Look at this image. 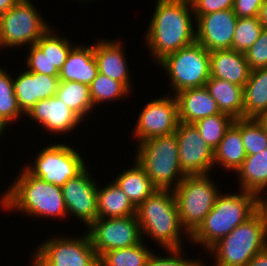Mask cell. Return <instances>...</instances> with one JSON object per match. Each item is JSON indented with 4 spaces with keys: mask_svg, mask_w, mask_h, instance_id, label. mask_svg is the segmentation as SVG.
<instances>
[{
    "mask_svg": "<svg viewBox=\"0 0 267 266\" xmlns=\"http://www.w3.org/2000/svg\"><path fill=\"white\" fill-rule=\"evenodd\" d=\"M145 33V46L158 63L166 55L196 41L192 5L183 0H157Z\"/></svg>",
    "mask_w": 267,
    "mask_h": 266,
    "instance_id": "obj_1",
    "label": "cell"
},
{
    "mask_svg": "<svg viewBox=\"0 0 267 266\" xmlns=\"http://www.w3.org/2000/svg\"><path fill=\"white\" fill-rule=\"evenodd\" d=\"M23 169V170H22ZM0 195V206L6 212L18 211L36 219L68 218L65 200L60 186L42 181L31 175L25 168ZM14 209V210H13ZM55 217V218H54Z\"/></svg>",
    "mask_w": 267,
    "mask_h": 266,
    "instance_id": "obj_2",
    "label": "cell"
},
{
    "mask_svg": "<svg viewBox=\"0 0 267 266\" xmlns=\"http://www.w3.org/2000/svg\"><path fill=\"white\" fill-rule=\"evenodd\" d=\"M136 217L145 236L162 249H180L182 237L190 235L182 227L173 190L158 189L136 207Z\"/></svg>",
    "mask_w": 267,
    "mask_h": 266,
    "instance_id": "obj_3",
    "label": "cell"
},
{
    "mask_svg": "<svg viewBox=\"0 0 267 266\" xmlns=\"http://www.w3.org/2000/svg\"><path fill=\"white\" fill-rule=\"evenodd\" d=\"M256 211L255 193L240 190L239 193L225 194L222 191L213 209L187 240L193 242L194 245L204 246L206 253V250L208 251Z\"/></svg>",
    "mask_w": 267,
    "mask_h": 266,
    "instance_id": "obj_4",
    "label": "cell"
},
{
    "mask_svg": "<svg viewBox=\"0 0 267 266\" xmlns=\"http://www.w3.org/2000/svg\"><path fill=\"white\" fill-rule=\"evenodd\" d=\"M137 145L133 159L158 189L173 190L186 177L180 167L175 133L150 138Z\"/></svg>",
    "mask_w": 267,
    "mask_h": 266,
    "instance_id": "obj_5",
    "label": "cell"
},
{
    "mask_svg": "<svg viewBox=\"0 0 267 266\" xmlns=\"http://www.w3.org/2000/svg\"><path fill=\"white\" fill-rule=\"evenodd\" d=\"M266 246L267 224L256 211L206 252L214 256L213 266H246Z\"/></svg>",
    "mask_w": 267,
    "mask_h": 266,
    "instance_id": "obj_6",
    "label": "cell"
},
{
    "mask_svg": "<svg viewBox=\"0 0 267 266\" xmlns=\"http://www.w3.org/2000/svg\"><path fill=\"white\" fill-rule=\"evenodd\" d=\"M210 175L186 176L173 189L182 227L191 235L213 209L221 193ZM215 181V182H214Z\"/></svg>",
    "mask_w": 267,
    "mask_h": 266,
    "instance_id": "obj_7",
    "label": "cell"
},
{
    "mask_svg": "<svg viewBox=\"0 0 267 266\" xmlns=\"http://www.w3.org/2000/svg\"><path fill=\"white\" fill-rule=\"evenodd\" d=\"M157 64L168 74L171 95L203 87L210 78V52L196 41L166 55Z\"/></svg>",
    "mask_w": 267,
    "mask_h": 266,
    "instance_id": "obj_8",
    "label": "cell"
},
{
    "mask_svg": "<svg viewBox=\"0 0 267 266\" xmlns=\"http://www.w3.org/2000/svg\"><path fill=\"white\" fill-rule=\"evenodd\" d=\"M84 160L81 153L71 147V144L55 142L43 147L34 162L22 167L34 177L62 187L69 179L77 177L87 168Z\"/></svg>",
    "mask_w": 267,
    "mask_h": 266,
    "instance_id": "obj_9",
    "label": "cell"
},
{
    "mask_svg": "<svg viewBox=\"0 0 267 266\" xmlns=\"http://www.w3.org/2000/svg\"><path fill=\"white\" fill-rule=\"evenodd\" d=\"M54 236L41 242L31 256L37 266H99L87 231L83 235Z\"/></svg>",
    "mask_w": 267,
    "mask_h": 266,
    "instance_id": "obj_10",
    "label": "cell"
},
{
    "mask_svg": "<svg viewBox=\"0 0 267 266\" xmlns=\"http://www.w3.org/2000/svg\"><path fill=\"white\" fill-rule=\"evenodd\" d=\"M31 0H20L0 16V50L34 45L52 27Z\"/></svg>",
    "mask_w": 267,
    "mask_h": 266,
    "instance_id": "obj_11",
    "label": "cell"
},
{
    "mask_svg": "<svg viewBox=\"0 0 267 266\" xmlns=\"http://www.w3.org/2000/svg\"><path fill=\"white\" fill-rule=\"evenodd\" d=\"M86 231L98 257L105 251L129 248L143 241L136 215L99 218Z\"/></svg>",
    "mask_w": 267,
    "mask_h": 266,
    "instance_id": "obj_12",
    "label": "cell"
},
{
    "mask_svg": "<svg viewBox=\"0 0 267 266\" xmlns=\"http://www.w3.org/2000/svg\"><path fill=\"white\" fill-rule=\"evenodd\" d=\"M133 138L137 143L150 138L170 135L176 132L179 121L178 102L175 95L152 98L139 111Z\"/></svg>",
    "mask_w": 267,
    "mask_h": 266,
    "instance_id": "obj_13",
    "label": "cell"
},
{
    "mask_svg": "<svg viewBox=\"0 0 267 266\" xmlns=\"http://www.w3.org/2000/svg\"><path fill=\"white\" fill-rule=\"evenodd\" d=\"M175 134L180 167L186 176L207 175L215 169L214 150L201 137L194 124L180 122Z\"/></svg>",
    "mask_w": 267,
    "mask_h": 266,
    "instance_id": "obj_14",
    "label": "cell"
},
{
    "mask_svg": "<svg viewBox=\"0 0 267 266\" xmlns=\"http://www.w3.org/2000/svg\"><path fill=\"white\" fill-rule=\"evenodd\" d=\"M88 169L61 187L68 216H76L75 219H80L87 228L97 219L98 190V184Z\"/></svg>",
    "mask_w": 267,
    "mask_h": 266,
    "instance_id": "obj_15",
    "label": "cell"
},
{
    "mask_svg": "<svg viewBox=\"0 0 267 266\" xmlns=\"http://www.w3.org/2000/svg\"><path fill=\"white\" fill-rule=\"evenodd\" d=\"M196 42L209 52L232 49L238 17L233 9L200 15L196 18Z\"/></svg>",
    "mask_w": 267,
    "mask_h": 266,
    "instance_id": "obj_16",
    "label": "cell"
},
{
    "mask_svg": "<svg viewBox=\"0 0 267 266\" xmlns=\"http://www.w3.org/2000/svg\"><path fill=\"white\" fill-rule=\"evenodd\" d=\"M26 118L53 134L71 133L83 120L58 97L52 96L38 101L26 114ZM77 127V128H76Z\"/></svg>",
    "mask_w": 267,
    "mask_h": 266,
    "instance_id": "obj_17",
    "label": "cell"
},
{
    "mask_svg": "<svg viewBox=\"0 0 267 266\" xmlns=\"http://www.w3.org/2000/svg\"><path fill=\"white\" fill-rule=\"evenodd\" d=\"M13 84L18 106L26 114L38 101L56 95L59 76L32 73L24 68L13 77Z\"/></svg>",
    "mask_w": 267,
    "mask_h": 266,
    "instance_id": "obj_18",
    "label": "cell"
},
{
    "mask_svg": "<svg viewBox=\"0 0 267 266\" xmlns=\"http://www.w3.org/2000/svg\"><path fill=\"white\" fill-rule=\"evenodd\" d=\"M122 42L120 39H100L94 43V56L99 73L121 82L131 92L133 81Z\"/></svg>",
    "mask_w": 267,
    "mask_h": 266,
    "instance_id": "obj_19",
    "label": "cell"
},
{
    "mask_svg": "<svg viewBox=\"0 0 267 266\" xmlns=\"http://www.w3.org/2000/svg\"><path fill=\"white\" fill-rule=\"evenodd\" d=\"M250 72L245 53L233 49L210 52V77L223 79L244 88Z\"/></svg>",
    "mask_w": 267,
    "mask_h": 266,
    "instance_id": "obj_20",
    "label": "cell"
},
{
    "mask_svg": "<svg viewBox=\"0 0 267 266\" xmlns=\"http://www.w3.org/2000/svg\"><path fill=\"white\" fill-rule=\"evenodd\" d=\"M179 121L194 124L200 119L221 113L205 86L184 89L175 94Z\"/></svg>",
    "mask_w": 267,
    "mask_h": 266,
    "instance_id": "obj_21",
    "label": "cell"
},
{
    "mask_svg": "<svg viewBox=\"0 0 267 266\" xmlns=\"http://www.w3.org/2000/svg\"><path fill=\"white\" fill-rule=\"evenodd\" d=\"M98 73L94 44H75L59 74V81H75L90 85Z\"/></svg>",
    "mask_w": 267,
    "mask_h": 266,
    "instance_id": "obj_22",
    "label": "cell"
},
{
    "mask_svg": "<svg viewBox=\"0 0 267 266\" xmlns=\"http://www.w3.org/2000/svg\"><path fill=\"white\" fill-rule=\"evenodd\" d=\"M246 157L241 138V119H235L214 149V167L217 168L218 165H221L222 170L236 173Z\"/></svg>",
    "mask_w": 267,
    "mask_h": 266,
    "instance_id": "obj_23",
    "label": "cell"
},
{
    "mask_svg": "<svg viewBox=\"0 0 267 266\" xmlns=\"http://www.w3.org/2000/svg\"><path fill=\"white\" fill-rule=\"evenodd\" d=\"M97 190V219L136 215V206L113 180Z\"/></svg>",
    "mask_w": 267,
    "mask_h": 266,
    "instance_id": "obj_24",
    "label": "cell"
},
{
    "mask_svg": "<svg viewBox=\"0 0 267 266\" xmlns=\"http://www.w3.org/2000/svg\"><path fill=\"white\" fill-rule=\"evenodd\" d=\"M221 113L233 119L243 118V87L223 79L210 77L205 84Z\"/></svg>",
    "mask_w": 267,
    "mask_h": 266,
    "instance_id": "obj_25",
    "label": "cell"
},
{
    "mask_svg": "<svg viewBox=\"0 0 267 266\" xmlns=\"http://www.w3.org/2000/svg\"><path fill=\"white\" fill-rule=\"evenodd\" d=\"M133 162L132 167L123 170L118 177L114 178V181L137 207L158 188L153 184L145 170L135 160Z\"/></svg>",
    "mask_w": 267,
    "mask_h": 266,
    "instance_id": "obj_26",
    "label": "cell"
},
{
    "mask_svg": "<svg viewBox=\"0 0 267 266\" xmlns=\"http://www.w3.org/2000/svg\"><path fill=\"white\" fill-rule=\"evenodd\" d=\"M267 112V67L252 70L243 88V118Z\"/></svg>",
    "mask_w": 267,
    "mask_h": 266,
    "instance_id": "obj_27",
    "label": "cell"
},
{
    "mask_svg": "<svg viewBox=\"0 0 267 266\" xmlns=\"http://www.w3.org/2000/svg\"><path fill=\"white\" fill-rule=\"evenodd\" d=\"M239 189L256 195L267 187V148L263 151L247 155L241 167L236 171Z\"/></svg>",
    "mask_w": 267,
    "mask_h": 266,
    "instance_id": "obj_28",
    "label": "cell"
},
{
    "mask_svg": "<svg viewBox=\"0 0 267 266\" xmlns=\"http://www.w3.org/2000/svg\"><path fill=\"white\" fill-rule=\"evenodd\" d=\"M55 96L64 102L83 121L88 119V116L95 109L90 98L89 85L84 83L59 81Z\"/></svg>",
    "mask_w": 267,
    "mask_h": 266,
    "instance_id": "obj_29",
    "label": "cell"
},
{
    "mask_svg": "<svg viewBox=\"0 0 267 266\" xmlns=\"http://www.w3.org/2000/svg\"><path fill=\"white\" fill-rule=\"evenodd\" d=\"M50 27L37 41L36 45L50 60V76H59L71 48L75 45L67 37L54 33Z\"/></svg>",
    "mask_w": 267,
    "mask_h": 266,
    "instance_id": "obj_30",
    "label": "cell"
},
{
    "mask_svg": "<svg viewBox=\"0 0 267 266\" xmlns=\"http://www.w3.org/2000/svg\"><path fill=\"white\" fill-rule=\"evenodd\" d=\"M145 242L129 248L105 251L98 257L99 266H145L153 252Z\"/></svg>",
    "mask_w": 267,
    "mask_h": 266,
    "instance_id": "obj_31",
    "label": "cell"
},
{
    "mask_svg": "<svg viewBox=\"0 0 267 266\" xmlns=\"http://www.w3.org/2000/svg\"><path fill=\"white\" fill-rule=\"evenodd\" d=\"M90 98L93 106L117 101L128 97L131 92L119 81L113 80L101 73H97L96 78L89 85Z\"/></svg>",
    "mask_w": 267,
    "mask_h": 266,
    "instance_id": "obj_32",
    "label": "cell"
},
{
    "mask_svg": "<svg viewBox=\"0 0 267 266\" xmlns=\"http://www.w3.org/2000/svg\"><path fill=\"white\" fill-rule=\"evenodd\" d=\"M6 70L2 66L0 67V116L11 125L15 122L17 124L25 114L17 103L13 77Z\"/></svg>",
    "mask_w": 267,
    "mask_h": 266,
    "instance_id": "obj_33",
    "label": "cell"
},
{
    "mask_svg": "<svg viewBox=\"0 0 267 266\" xmlns=\"http://www.w3.org/2000/svg\"><path fill=\"white\" fill-rule=\"evenodd\" d=\"M235 119L225 113H219L194 123L201 137L214 150L223 139L225 132Z\"/></svg>",
    "mask_w": 267,
    "mask_h": 266,
    "instance_id": "obj_34",
    "label": "cell"
},
{
    "mask_svg": "<svg viewBox=\"0 0 267 266\" xmlns=\"http://www.w3.org/2000/svg\"><path fill=\"white\" fill-rule=\"evenodd\" d=\"M262 29L263 26L258 17L238 18L232 40V49L246 53L258 39Z\"/></svg>",
    "mask_w": 267,
    "mask_h": 266,
    "instance_id": "obj_35",
    "label": "cell"
},
{
    "mask_svg": "<svg viewBox=\"0 0 267 266\" xmlns=\"http://www.w3.org/2000/svg\"><path fill=\"white\" fill-rule=\"evenodd\" d=\"M241 138L247 155L267 148V135L254 118L241 119Z\"/></svg>",
    "mask_w": 267,
    "mask_h": 266,
    "instance_id": "obj_36",
    "label": "cell"
},
{
    "mask_svg": "<svg viewBox=\"0 0 267 266\" xmlns=\"http://www.w3.org/2000/svg\"><path fill=\"white\" fill-rule=\"evenodd\" d=\"M165 251L169 255H157V253L153 251L149 256L145 266H202L203 261H200V259H187L182 248L165 249Z\"/></svg>",
    "mask_w": 267,
    "mask_h": 266,
    "instance_id": "obj_37",
    "label": "cell"
},
{
    "mask_svg": "<svg viewBox=\"0 0 267 266\" xmlns=\"http://www.w3.org/2000/svg\"><path fill=\"white\" fill-rule=\"evenodd\" d=\"M249 68L252 70L267 67V28H263L258 39L245 53Z\"/></svg>",
    "mask_w": 267,
    "mask_h": 266,
    "instance_id": "obj_38",
    "label": "cell"
},
{
    "mask_svg": "<svg viewBox=\"0 0 267 266\" xmlns=\"http://www.w3.org/2000/svg\"><path fill=\"white\" fill-rule=\"evenodd\" d=\"M27 57L25 59L26 70L32 73H40L50 76V60L36 45L27 47Z\"/></svg>",
    "mask_w": 267,
    "mask_h": 266,
    "instance_id": "obj_39",
    "label": "cell"
},
{
    "mask_svg": "<svg viewBox=\"0 0 267 266\" xmlns=\"http://www.w3.org/2000/svg\"><path fill=\"white\" fill-rule=\"evenodd\" d=\"M191 5L196 19L200 15L233 9L234 0H195Z\"/></svg>",
    "mask_w": 267,
    "mask_h": 266,
    "instance_id": "obj_40",
    "label": "cell"
},
{
    "mask_svg": "<svg viewBox=\"0 0 267 266\" xmlns=\"http://www.w3.org/2000/svg\"><path fill=\"white\" fill-rule=\"evenodd\" d=\"M264 0H234L233 12L238 18L258 17Z\"/></svg>",
    "mask_w": 267,
    "mask_h": 266,
    "instance_id": "obj_41",
    "label": "cell"
},
{
    "mask_svg": "<svg viewBox=\"0 0 267 266\" xmlns=\"http://www.w3.org/2000/svg\"><path fill=\"white\" fill-rule=\"evenodd\" d=\"M264 192L267 193V187L261 190L256 195V207H257V212L263 217V219L267 224V195H265Z\"/></svg>",
    "mask_w": 267,
    "mask_h": 266,
    "instance_id": "obj_42",
    "label": "cell"
},
{
    "mask_svg": "<svg viewBox=\"0 0 267 266\" xmlns=\"http://www.w3.org/2000/svg\"><path fill=\"white\" fill-rule=\"evenodd\" d=\"M246 266H267V246L256 253Z\"/></svg>",
    "mask_w": 267,
    "mask_h": 266,
    "instance_id": "obj_43",
    "label": "cell"
},
{
    "mask_svg": "<svg viewBox=\"0 0 267 266\" xmlns=\"http://www.w3.org/2000/svg\"><path fill=\"white\" fill-rule=\"evenodd\" d=\"M258 19L263 28H267V0H264L263 4L260 7Z\"/></svg>",
    "mask_w": 267,
    "mask_h": 266,
    "instance_id": "obj_44",
    "label": "cell"
},
{
    "mask_svg": "<svg viewBox=\"0 0 267 266\" xmlns=\"http://www.w3.org/2000/svg\"><path fill=\"white\" fill-rule=\"evenodd\" d=\"M20 0H0V16L9 11Z\"/></svg>",
    "mask_w": 267,
    "mask_h": 266,
    "instance_id": "obj_45",
    "label": "cell"
},
{
    "mask_svg": "<svg viewBox=\"0 0 267 266\" xmlns=\"http://www.w3.org/2000/svg\"><path fill=\"white\" fill-rule=\"evenodd\" d=\"M267 135V112H263L254 118Z\"/></svg>",
    "mask_w": 267,
    "mask_h": 266,
    "instance_id": "obj_46",
    "label": "cell"
},
{
    "mask_svg": "<svg viewBox=\"0 0 267 266\" xmlns=\"http://www.w3.org/2000/svg\"><path fill=\"white\" fill-rule=\"evenodd\" d=\"M9 126L10 124L0 116V137L4 135L5 131L8 130L6 127L9 128Z\"/></svg>",
    "mask_w": 267,
    "mask_h": 266,
    "instance_id": "obj_47",
    "label": "cell"
},
{
    "mask_svg": "<svg viewBox=\"0 0 267 266\" xmlns=\"http://www.w3.org/2000/svg\"><path fill=\"white\" fill-rule=\"evenodd\" d=\"M183 1H186L189 4H192L195 0H183Z\"/></svg>",
    "mask_w": 267,
    "mask_h": 266,
    "instance_id": "obj_48",
    "label": "cell"
}]
</instances>
